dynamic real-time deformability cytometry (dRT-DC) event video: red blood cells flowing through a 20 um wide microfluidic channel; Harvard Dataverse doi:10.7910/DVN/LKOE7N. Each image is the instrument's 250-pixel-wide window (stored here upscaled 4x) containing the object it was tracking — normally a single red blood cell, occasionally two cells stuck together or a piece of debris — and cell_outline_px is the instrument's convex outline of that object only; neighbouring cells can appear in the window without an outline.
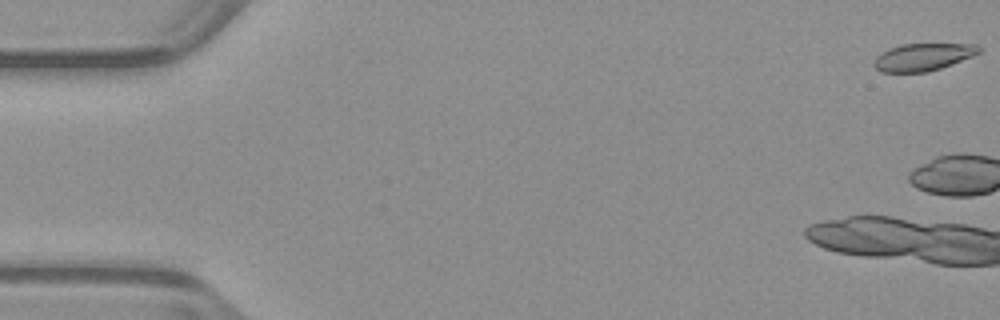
{"species": "common noctule bat (a hibernating species)", "species_latin": "Nyctalus noctula", "temperature_condition": "warm", "stored_images_in_passage": 4, "camera_frame_rate_fps": 3000, "um_per_image_px": 0.085, "animal": {"sex": "male", "body_mass_g": 23.1, "forearm_length_mm": 52.7}, "frame": {"image": 1, "passage_image": 1, "time_ms": 0.0, "image_size_px": [1000, 320], "cell_outline_px": [[980, 52], [972, 56], [952, 64], [928, 72], [880, 72], [872, 64], [876, 56], [880, 52], [888, 48], [900, 44], [976, 44], [980, 48]], "centroid_in_image_um": [78.4, 4.84], "position_along_channel_um": 6.6, "area_um2": 16.82}}